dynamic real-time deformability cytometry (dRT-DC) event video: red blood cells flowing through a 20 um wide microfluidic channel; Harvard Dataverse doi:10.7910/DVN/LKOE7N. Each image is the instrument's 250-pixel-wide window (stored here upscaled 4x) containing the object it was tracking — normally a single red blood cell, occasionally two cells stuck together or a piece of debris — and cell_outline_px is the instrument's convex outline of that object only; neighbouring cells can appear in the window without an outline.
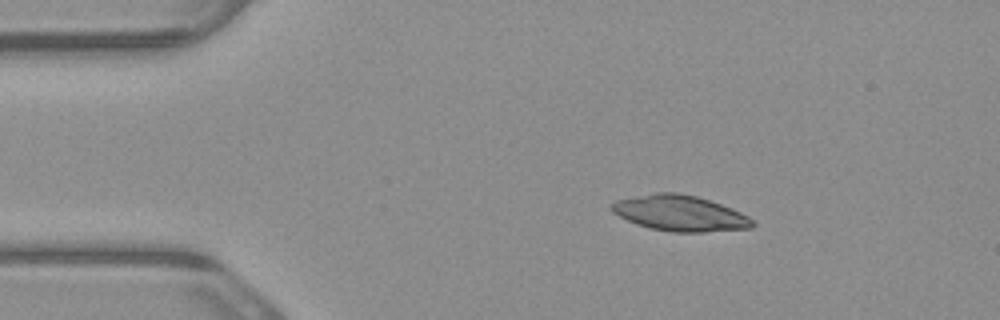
{"species": "common noctule bat (a hibernating species)", "species_latin": "Nyctalus noctula", "temperature_condition": "warm", "stored_images_in_passage": 3, "camera_frame_rate_fps": 3000, "um_per_image_px": 0.085, "animal": {"sex": "male", "body_mass_g": 23.1, "forearm_length_mm": 52.7}, "frame": {"image": 1, "passage_image": 1, "time_ms": 0.0, "image_size_px": [1000, 320], "cell_outline_px": [[756, 224], [752, 228], [704, 232], [672, 232], [648, 228], [636, 224], [612, 212], [608, 208], [608, 204], [616, 200], [656, 192], [676, 192], [696, 196], [720, 204], [740, 212], [748, 216]], "centroid_in_image_um": [57.76, 18.13], "position_along_channel_um": 27.2, "area_um2": 29.36}}